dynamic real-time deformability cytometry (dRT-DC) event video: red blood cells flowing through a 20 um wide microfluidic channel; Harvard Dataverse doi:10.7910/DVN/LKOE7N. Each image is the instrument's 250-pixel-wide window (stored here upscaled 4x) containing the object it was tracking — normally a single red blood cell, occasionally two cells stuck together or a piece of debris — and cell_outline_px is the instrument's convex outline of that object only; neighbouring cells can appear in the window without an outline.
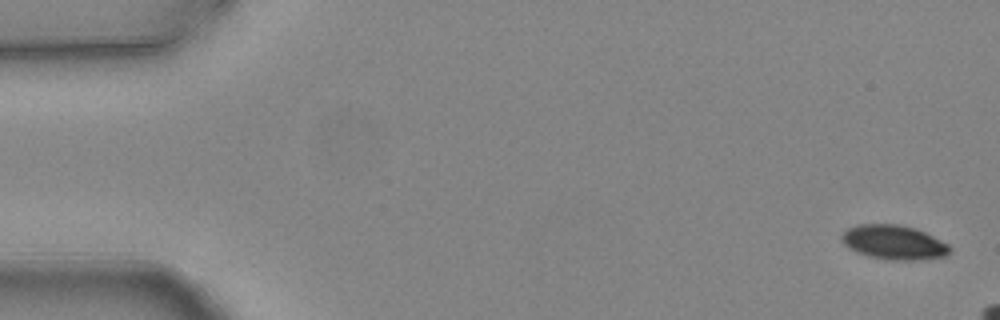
{"species": "common noctule bat (a hibernating species)", "species_latin": "Nyctalus noctula", "temperature_condition": "warm", "stored_images_in_passage": 4, "camera_frame_rate_fps": 3000, "um_per_image_px": 0.085, "animal": {"sex": "female", "body_mass_g": 24.6, "forearm_length_mm": 56.2}, "frame": {"image": 1, "passage_image": 1, "time_ms": 0.0, "image_size_px": [1000, 320], "cell_outline_px": [[952, 248], [944, 256], [920, 260], [888, 260], [868, 256], [856, 252], [848, 248], [840, 240], [840, 236], [848, 228], [856, 224], [896, 224], [916, 228], [948, 244]], "centroid_in_image_um": [75.93, 20.6], "position_along_channel_um": 9.1, "area_um2": 21.73}}